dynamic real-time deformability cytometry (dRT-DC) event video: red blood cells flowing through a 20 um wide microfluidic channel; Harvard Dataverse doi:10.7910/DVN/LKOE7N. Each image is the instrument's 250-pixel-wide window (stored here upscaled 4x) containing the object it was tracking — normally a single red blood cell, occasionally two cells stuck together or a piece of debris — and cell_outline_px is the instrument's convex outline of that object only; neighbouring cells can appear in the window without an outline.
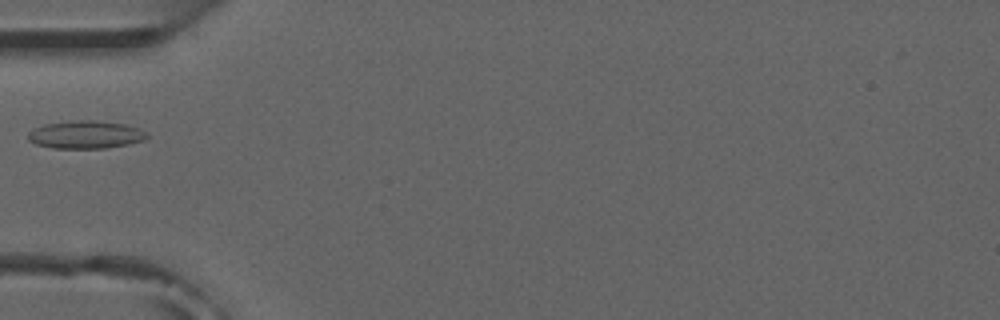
{"species": "common noctule bat (a hibernating species)", "species_latin": "Nyctalus noctula", "temperature_condition": "room temperature", "stored_images_in_passage": 1, "camera_frame_rate_fps": 3000, "um_per_image_px": 0.085, "animal": {"sex": "male", "forearm_length_mm": 52.5}, "frame": {"image": 1, "passage_image": 1, "time_ms": 0.0, "image_size_px": [1000, 320], "cell_outline_px": [[148, 136], [144, 140], [128, 144], [104, 148], [52, 148], [36, 144], [28, 140], [28, 132], [32, 128], [44, 124], [76, 120], [92, 120], [124, 124], [148, 132]], "centroid_in_image_um": [7.24, 11.44], "position_along_channel_um": 77.8, "area_um2": 19.25}}